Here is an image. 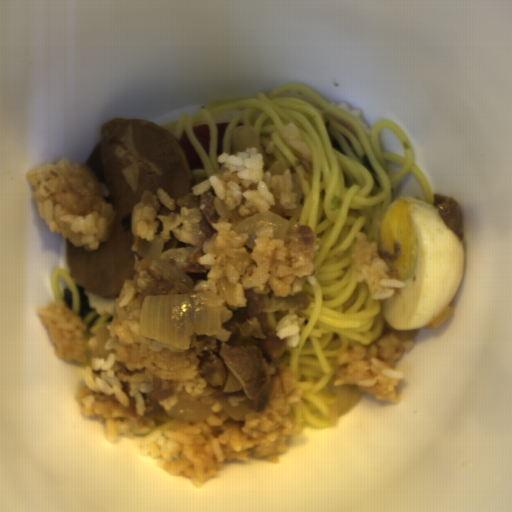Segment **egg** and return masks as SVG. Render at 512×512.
<instances>
[{
    "label": "egg",
    "mask_w": 512,
    "mask_h": 512,
    "mask_svg": "<svg viewBox=\"0 0 512 512\" xmlns=\"http://www.w3.org/2000/svg\"><path fill=\"white\" fill-rule=\"evenodd\" d=\"M377 253L403 282L392 300L380 299L383 318L396 330H419L453 301L465 273V248L433 202L404 196L387 207Z\"/></svg>",
    "instance_id": "obj_1"
}]
</instances>
